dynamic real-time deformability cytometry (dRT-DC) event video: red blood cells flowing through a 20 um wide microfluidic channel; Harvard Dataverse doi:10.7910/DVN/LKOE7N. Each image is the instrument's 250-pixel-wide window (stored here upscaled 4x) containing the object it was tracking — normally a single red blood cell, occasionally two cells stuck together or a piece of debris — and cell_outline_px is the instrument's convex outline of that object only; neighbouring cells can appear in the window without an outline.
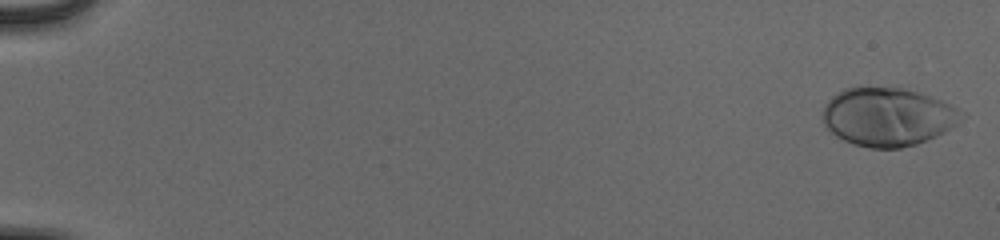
{"species": "human", "species_latin": "Homo sapiens", "temperature_condition": "cold", "stored_images_in_passage": 54, "camera_frame_rate_fps": 3000, "um_per_image_px": 0.085, "donor": {"sex": "male"}, "frame": {"image": 1, "passage_image": 1, "time_ms": 0.0, "image_size_px": [1000, 240], "cell_outline_px": [[968, 112], [952, 128], [936, 136], [916, 144], [900, 148], [868, 148], [852, 144], [836, 136], [824, 124], [820, 116], [820, 112], [824, 104], [832, 96], [844, 88], [904, 88], [940, 100]], "centroid_in_image_um": [75.44, 9.94], "position_along_channel_um": 9.6, "area_um2": 47.34}}
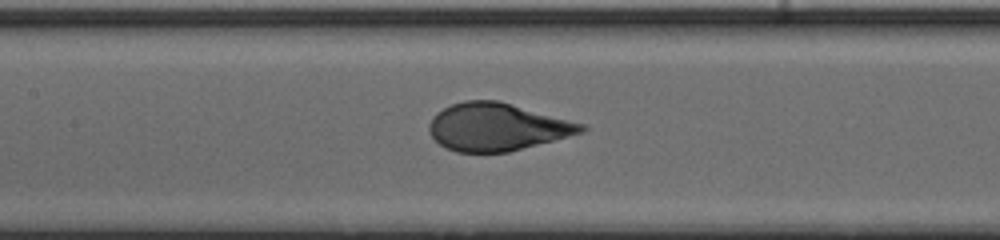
{"frame": {"image": 2, "passage_image": 28, "time_ms": 9.0, "image_size_px": [1000, 240], "cell_outline_px": [[588, 128], [584, 132], [508, 152], [456, 152], [440, 144], [428, 132], [428, 124], [432, 116], [436, 112], [452, 104], [464, 100], [496, 100], [584, 124]], "centroid_in_image_um": [42.21, 10.79], "position_along_channel_um": 165.2, "area_um2": 41.85}}
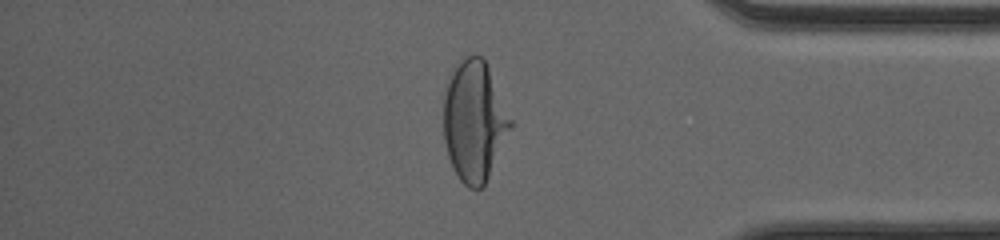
{"frame": {"image": 3, "passage_image": 47, "time_ms": 15.333, "image_size_px": [1000, 240], "cell_outline_px": [[512, 128], [484, 188], [468, 188], [460, 180], [452, 168], [448, 156], [444, 140], [444, 92], [448, 80], [456, 60], [460, 56], [480, 56], [484, 60], [488, 68], [512, 120]], "centroid_in_image_um": [40.3, 10.31], "position_along_channel_um": 394.9, "area_um2": 47.22}, "authors_computed_cell_mechanics": {"area_um2": 44.1881, "velocity_mm_per_s": 3.8877, "shape_relaxation_time_tau1_ms": 3.8556, "shape_relaxation_time_tau2_ms": null, "deformation_change_tau1": 0.2137, "deformation_change_tau2": null}}